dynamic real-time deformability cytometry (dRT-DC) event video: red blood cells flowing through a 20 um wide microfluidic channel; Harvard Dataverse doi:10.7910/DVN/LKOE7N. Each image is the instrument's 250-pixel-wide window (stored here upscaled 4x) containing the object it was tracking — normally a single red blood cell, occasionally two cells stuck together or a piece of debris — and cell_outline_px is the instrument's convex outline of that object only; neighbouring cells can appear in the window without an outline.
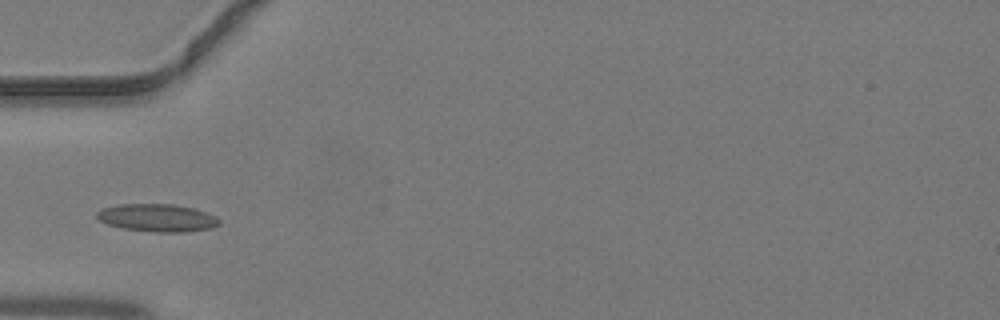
{"species": "common noctule bat (a hibernating species)", "species_latin": "Nyctalus noctula", "temperature_condition": "warm", "stored_images_in_passage": 30, "camera_frame_rate_fps": 3000, "um_per_image_px": 0.085, "animal": {"sex": "male", "body_mass_g": 19.2, "forearm_length_mm": 51.8}, "frame": {"image": 1, "passage_image": 1, "time_ms": 0.0, "image_size_px": [1000, 320], "cell_outline_px": [[220, 224], [212, 228], [184, 232], [156, 232], [124, 228], [108, 224], [100, 220], [96, 216], [96, 212], [100, 208], [120, 204], [172, 204], [196, 208], [208, 212], [216, 216], [220, 220]], "centroid_in_image_um": [13.4, 18.5], "position_along_channel_um": 71.6, "area_um2": 19.88}}
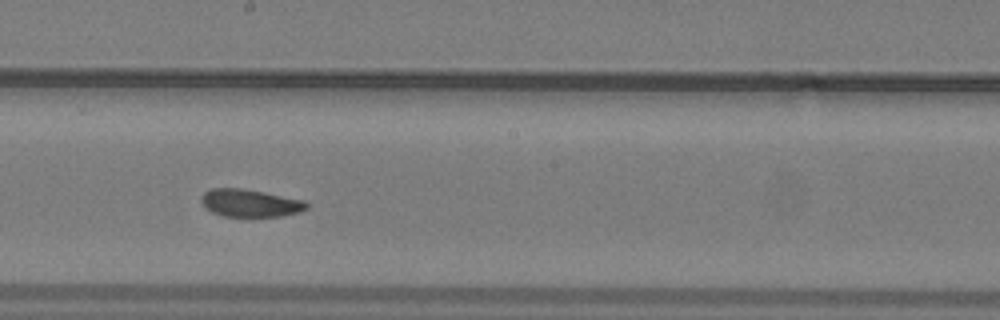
{"frame": {"image": 2, "passage_image": 11, "time_ms": 3.333, "image_size_px": [1000, 320], "cell_outline_px": [[308, 208], [296, 212], [280, 216], [224, 216], [212, 212], [200, 200], [204, 192], [212, 188], [240, 188], [264, 192], [304, 200], [308, 204]], "centroid_in_image_um": [21.25, 17.25], "position_along_channel_um": 226.9, "area_um2": 16.65}}
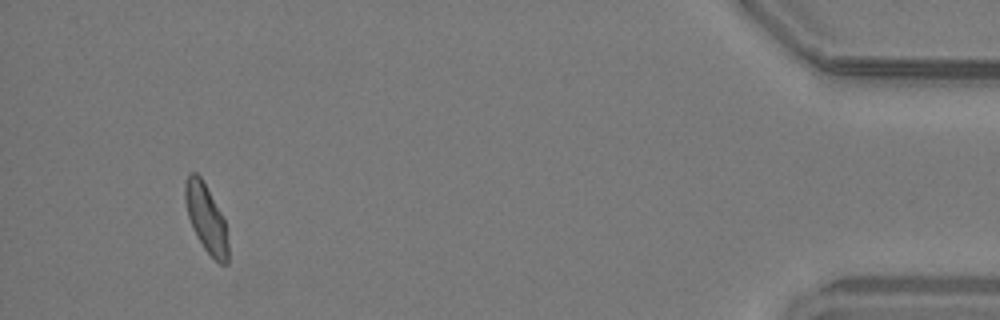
{"frame": {"image": 3, "passage_image": 28, "time_ms": 9.0, "image_size_px": [1000, 320], "cell_outline_px": [[228, 264], [220, 264], [204, 248], [196, 236], [192, 228], [188, 216], [184, 200], [184, 184], [188, 172], [196, 172], [200, 176], [220, 212], [224, 220], [228, 244]], "centroid_in_image_um": [17.49, 18.54], "position_along_channel_um": 417.7, "area_um2": 16.88}}